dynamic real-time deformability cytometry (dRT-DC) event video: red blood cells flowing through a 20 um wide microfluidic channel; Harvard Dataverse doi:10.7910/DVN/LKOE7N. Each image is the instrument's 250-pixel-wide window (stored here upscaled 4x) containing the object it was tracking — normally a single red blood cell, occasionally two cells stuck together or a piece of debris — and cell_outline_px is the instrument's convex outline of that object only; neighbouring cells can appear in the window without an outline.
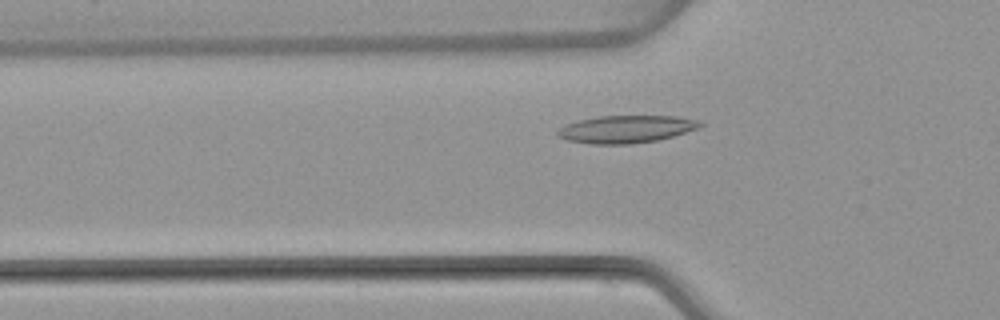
{"species": "common noctule bat (a hibernating species)", "species_latin": "Nyctalus noctula", "temperature_condition": "warm", "stored_images_in_passage": 45, "camera_frame_rate_fps": 3000, "um_per_image_px": 0.085, "animal": {"sex": "female", "body_mass_g": 22.7, "forearm_length_mm": 54.2}, "frame": {"image": 1, "passage_image": 11, "time_ms": 3.333, "image_size_px": [1000, 320], "cell_outline_px": [[704, 124], [700, 128], [672, 136], [656, 140], [632, 144], [588, 144], [568, 140], [556, 136], [556, 132], [560, 128], [568, 124], [580, 120], [600, 116], [676, 116], [700, 120]], "centroid_in_image_um": [53.25, 10.98], "position_along_channel_um": 72.5, "area_um2": 22.83}}
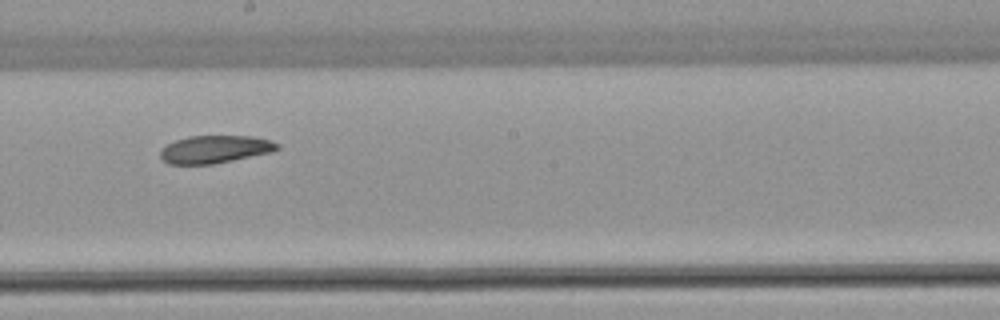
{"frame": {"image": 2, "passage_image": 23, "time_ms": 7.333, "image_size_px": [1000, 320], "cell_outline_px": [[280, 148], [272, 152], [212, 164], [168, 164], [160, 156], [160, 148], [176, 140], [188, 136], [252, 136], [272, 140], [280, 144]], "centroid_in_image_um": [18.29, 12.68], "position_along_channel_um": 229.9, "area_um2": 18.9}}
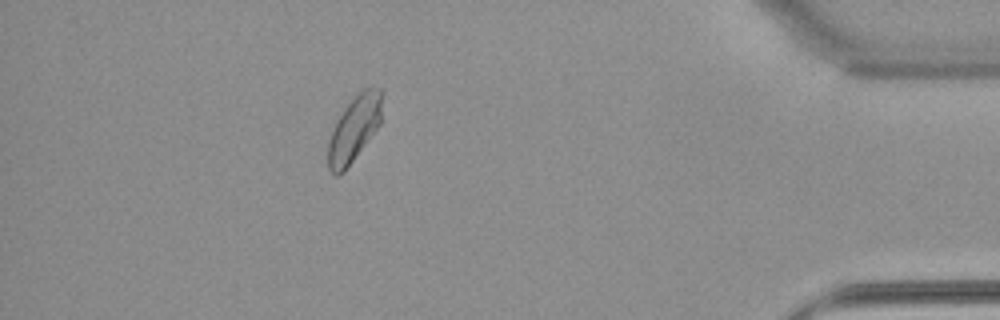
{"frame": {"image": 3, "passage_image": 40, "time_ms": 13.0, "image_size_px": [1000, 320], "cell_outline_px": [[384, 92], [380, 124], [344, 172], [336, 176], [328, 168], [328, 144], [336, 120], [344, 108], [364, 88], [380, 88]], "centroid_in_image_um": [30.13, 10.93], "position_along_channel_um": 405.1, "area_um2": 20.46}}